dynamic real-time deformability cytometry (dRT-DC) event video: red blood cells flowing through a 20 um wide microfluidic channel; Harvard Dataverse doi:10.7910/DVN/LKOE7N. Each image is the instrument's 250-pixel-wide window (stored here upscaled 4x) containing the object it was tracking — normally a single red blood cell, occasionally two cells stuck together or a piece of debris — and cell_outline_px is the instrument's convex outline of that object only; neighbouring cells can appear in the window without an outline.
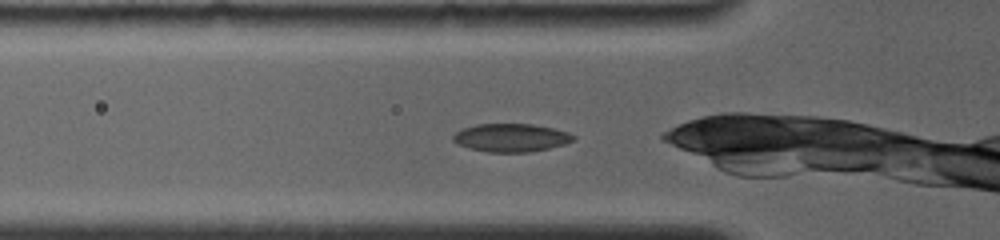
{"species": "common noctule bat (a hibernating species)", "species_latin": "Nyctalus noctula", "temperature_condition": "room temperature", "stored_images_in_passage": 23, "camera_frame_rate_fps": 4000, "um_per_image_px": 0.085, "animal": {"sex": "female", "body_mass_g": 19.0, "forearm_length_mm": 56.7}, "frame": {"image": 1, "passage_image": 3, "time_ms": 0.25, "image_size_px": [1000, 240], "cell_outline_px": [[576, 140], [564, 144], [548, 148], [528, 152], [488, 152], [468, 148], [456, 144], [452, 140], [452, 136], [460, 128], [476, 124], [532, 124], [552, 128], [568, 132], [576, 136]], "centroid_in_image_um": [43.4, 11.7], "position_along_channel_um": 82.4, "area_um2": 19.88}}
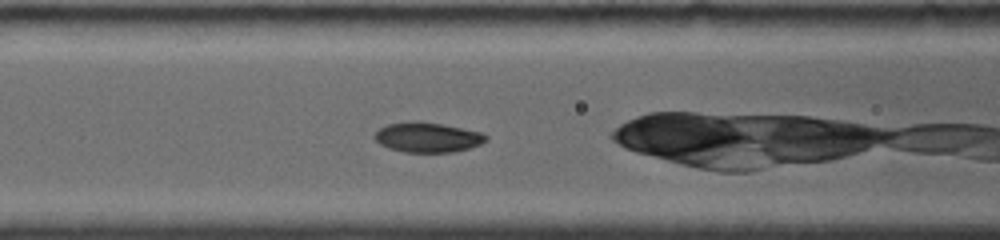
{"frame": {"image": 2, "passage_image": 12, "time_ms": 1.5, "image_size_px": [1000, 240], "cell_outline_px": [[488, 140], [480, 144], [468, 148], [452, 152], [404, 152], [388, 148], [380, 144], [376, 140], [376, 132], [380, 128], [388, 124], [412, 120], [416, 120], [440, 124], [480, 132], [488, 136]], "centroid_in_image_um": [36.33, 11.67], "position_along_channel_um": 130.3, "area_um2": 19.25}}
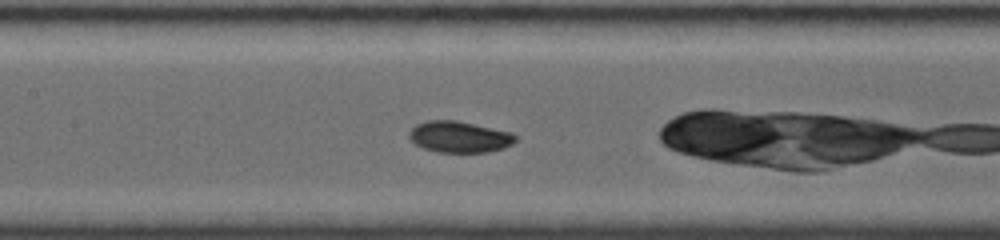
{"frame": {"image": 3, "passage_image": 19, "time_ms": 2.5, "image_size_px": [1000, 240], "cell_outline_px": [[516, 140], [512, 144], [504, 148], [488, 152], [436, 152], [424, 148], [416, 144], [408, 136], [408, 132], [416, 124], [428, 120], [456, 120], [512, 132], [516, 136]], "centroid_in_image_um": [39.05, 11.63], "position_along_channel_um": 168.4, "area_um2": 19.42}}